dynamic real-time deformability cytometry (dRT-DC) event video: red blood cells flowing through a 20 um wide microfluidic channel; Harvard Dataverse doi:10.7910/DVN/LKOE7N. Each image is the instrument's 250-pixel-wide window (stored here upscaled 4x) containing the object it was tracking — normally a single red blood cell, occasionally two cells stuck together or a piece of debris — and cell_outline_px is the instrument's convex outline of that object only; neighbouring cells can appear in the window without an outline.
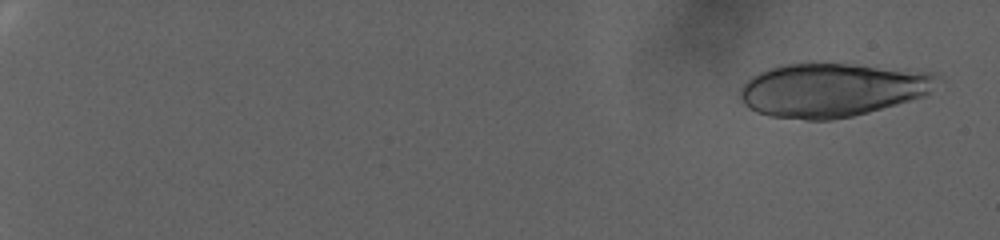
{"species": "human", "species_latin": "Homo sapiens", "temperature_condition": "warm", "stored_images_in_passage": 39, "camera_frame_rate_fps": 3000, "um_per_image_px": 0.085, "donor": {"sex": "female"}, "frame": {"image": 1, "passage_image": 4, "time_ms": 1.0, "image_size_px": [1000, 240], "cell_outline_px": [[944, 80], [924, 96], [868, 112], [852, 116], [832, 120], [804, 120], [768, 116], [756, 112], [748, 108], [736, 96], [740, 88], [752, 76], [760, 72], [780, 64], [824, 60], [940, 72], [944, 76]], "centroid_in_image_um": [70.78, 7.59], "position_along_channel_um": 14.2, "area_um2": 64.04}}
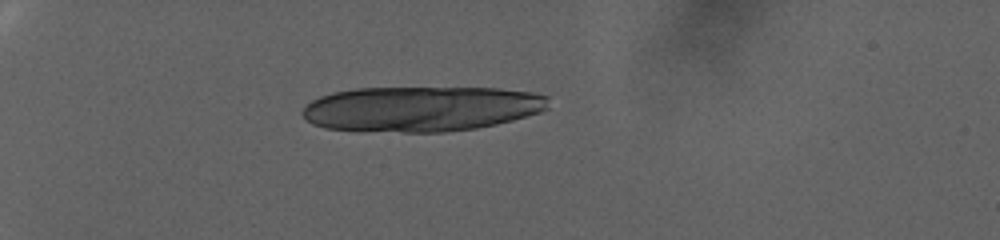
{"frame": {"image": 2, "passage_image": 28, "time_ms": 9.0, "image_size_px": [1000, 240], "cell_outline_px": [[548, 108], [540, 112], [528, 116], [496, 124], [476, 128], [444, 132], [400, 132], [324, 128], [312, 124], [300, 112], [312, 100], [320, 96], [332, 92], [356, 88], [500, 88], [532, 92], [548, 96]], "centroid_in_image_um": [35.83, 9.24], "position_along_channel_um": 49.2, "area_um2": 64.91}}